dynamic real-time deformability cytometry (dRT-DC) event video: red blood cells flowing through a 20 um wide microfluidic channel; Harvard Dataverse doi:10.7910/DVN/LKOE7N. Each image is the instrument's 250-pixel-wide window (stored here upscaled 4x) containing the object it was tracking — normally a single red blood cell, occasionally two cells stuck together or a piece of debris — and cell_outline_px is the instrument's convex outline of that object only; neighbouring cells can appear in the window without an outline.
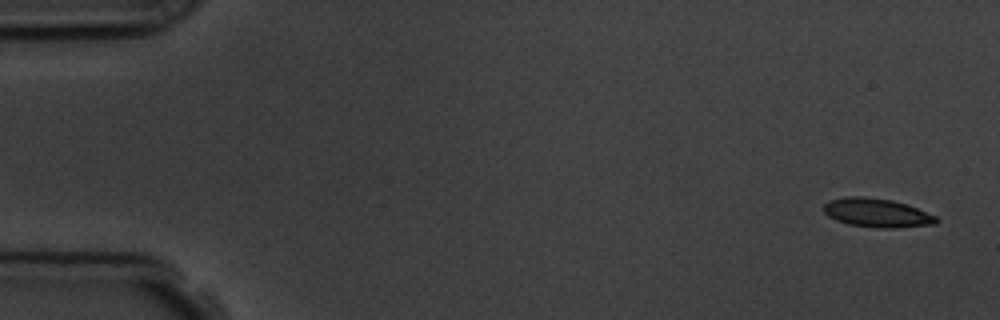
{"species": "common noctule bat (a hibernating species)", "species_latin": "Nyctalus noctula", "temperature_condition": "room temperature", "stored_images_in_passage": 5, "camera_frame_rate_fps": 3000, "um_per_image_px": 0.085, "animal": {"sex": "male", "body_mass_g": 19.5, "forearm_length_mm": 54.6}, "frame": {"image": 1, "passage_image": 1, "time_ms": 0.0, "image_size_px": [1000, 320], "cell_outline_px": [[940, 220], [936, 224], [896, 228], [880, 228], [848, 224], [836, 220], [828, 216], [824, 212], [824, 204], [832, 200], [848, 196], [864, 196], [892, 200], [908, 204], [936, 216]], "centroid_in_image_um": [74.57, 18.09], "position_along_channel_um": 10.4, "area_um2": 18.96}}
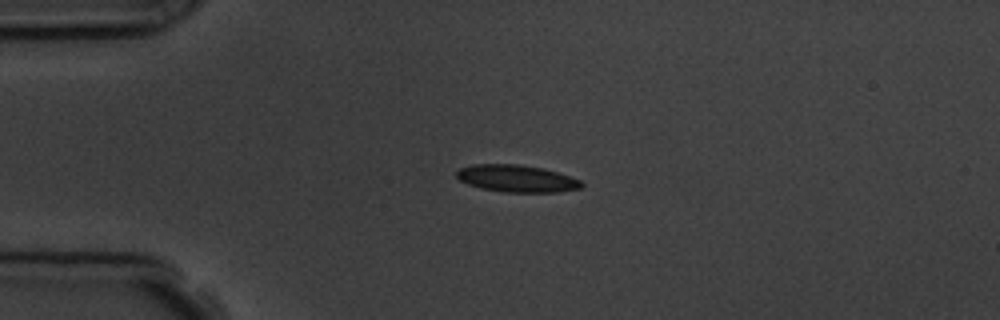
{"frame": {"image": 2, "passage_image": 4, "time_ms": 3.667, "image_size_px": [1000, 320], "cell_outline_px": [[584, 184], [580, 188], [556, 192], [504, 192], [480, 188], [468, 184], [460, 180], [456, 176], [456, 172], [460, 168], [472, 164], [516, 164], [544, 168], [580, 180]], "centroid_in_image_um": [43.89, 15.17], "position_along_channel_um": 41.1, "area_um2": 19.65}}